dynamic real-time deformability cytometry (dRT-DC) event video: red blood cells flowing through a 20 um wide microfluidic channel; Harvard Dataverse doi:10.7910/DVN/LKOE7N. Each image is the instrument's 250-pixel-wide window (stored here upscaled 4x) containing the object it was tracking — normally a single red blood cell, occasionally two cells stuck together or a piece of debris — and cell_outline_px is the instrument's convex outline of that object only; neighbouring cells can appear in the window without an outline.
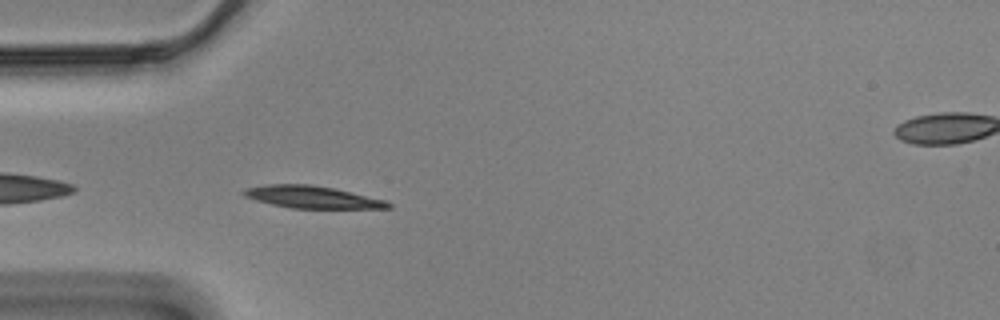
{"species": "Egyptian fruit bat (a non-hibernating species)", "species_latin": "Rousettus aegyptiacus", "temperature_condition": "cold", "stored_images_in_passage": 43, "camera_frame_rate_fps": 3000, "um_per_image_px": 0.085, "animal": {"sex": "male"}, "frame": {"image": 1, "passage_image": 3, "time_ms": 0.667, "image_size_px": [1000, 320], "cell_outline_px": [[392, 208], [292, 208], [272, 204], [256, 200], [244, 196], [240, 192], [244, 188], [264, 184], [312, 184], [336, 188], [384, 200], [392, 204]], "centroid_in_image_um": [26.49, 16.73], "position_along_channel_um": 58.5, "area_um2": 18.79}}
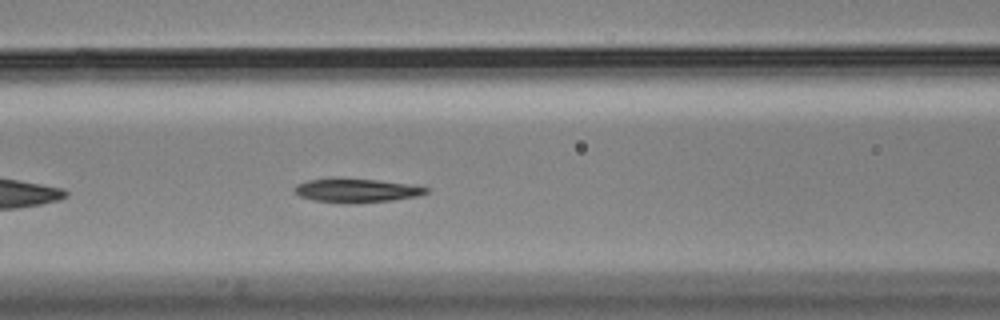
{"frame": {"image": 2, "passage_image": 10, "time_ms": 3.0, "image_size_px": [1000, 320], "cell_outline_px": [[428, 192], [416, 196], [392, 200], [344, 204], [312, 200], [300, 196], [292, 188], [296, 184], [308, 180], [376, 180], [408, 184], [428, 188]], "centroid_in_image_um": [30.27, 16.22], "position_along_channel_um": 136.3, "area_um2": 17.63}}
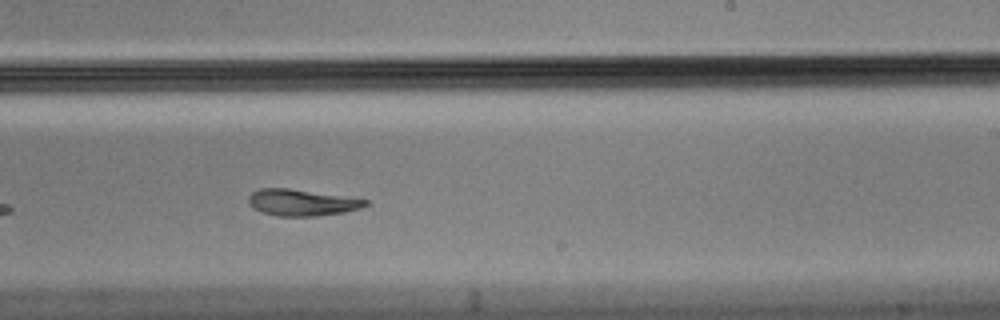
{"frame": {"image": 3, "passage_image": 21, "time_ms": 6.667, "image_size_px": [1000, 320], "cell_outline_px": [[368, 204], [360, 208], [344, 212], [316, 216], [276, 216], [252, 208], [248, 204], [248, 196], [252, 192], [260, 188], [288, 188], [368, 200]], "centroid_in_image_um": [25.59, 17.22], "position_along_channel_um": 263.4, "area_um2": 17.86}}